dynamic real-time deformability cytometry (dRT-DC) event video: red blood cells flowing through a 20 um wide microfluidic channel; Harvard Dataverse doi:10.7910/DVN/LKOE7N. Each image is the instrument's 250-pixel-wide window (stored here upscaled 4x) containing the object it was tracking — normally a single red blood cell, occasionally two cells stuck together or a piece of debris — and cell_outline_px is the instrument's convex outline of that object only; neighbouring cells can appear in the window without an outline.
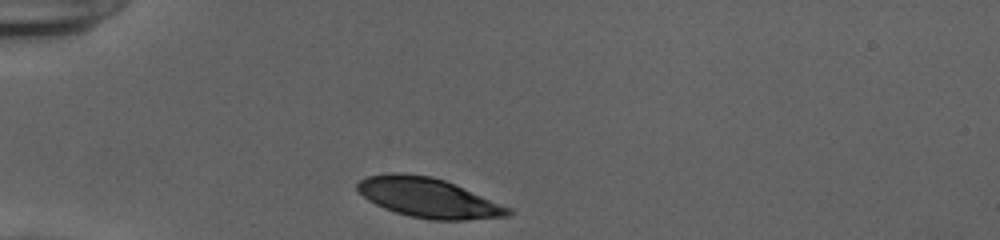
{"species": "human", "species_latin": "Homo sapiens", "temperature_condition": "cold", "stored_images_in_passage": 30, "camera_frame_rate_fps": 3000, "um_per_image_px": 0.085, "donor": {"sex": "female"}, "frame": {"image": 1, "passage_image": 1, "time_ms": 0.0, "image_size_px": [1000, 240], "cell_outline_px": [[512, 212], [508, 216], [464, 220], [432, 220], [412, 216], [396, 212], [384, 208], [368, 200], [356, 188], [356, 184], [360, 180], [368, 176], [388, 172], [400, 172], [432, 176], [444, 180], [512, 208]], "centroid_in_image_um": [36.4, 16.8], "position_along_channel_um": 48.6, "area_um2": 34.62}}
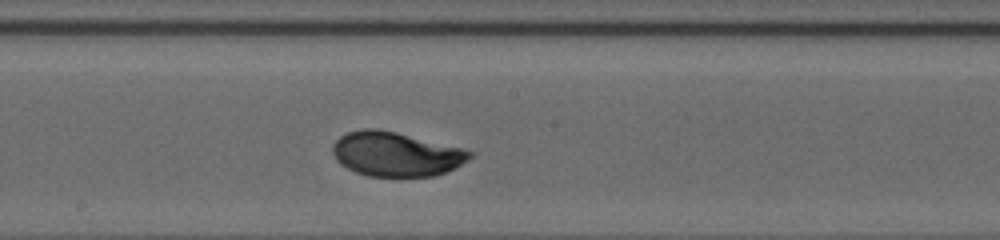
{"frame": {"image": 2, "passage_image": 16, "time_ms": 5.0, "image_size_px": [1000, 240], "cell_outline_px": [[472, 156], [468, 160], [456, 168], [436, 176], [368, 176], [356, 172], [340, 164], [336, 160], [332, 152], [332, 144], [340, 136], [348, 132], [364, 128], [376, 128], [396, 132], [460, 148], [472, 152]], "centroid_in_image_um": [33.62, 13.1], "position_along_channel_um": 214.6, "area_um2": 35.32}}
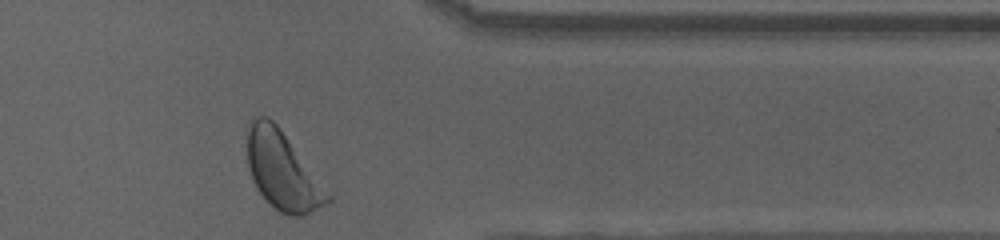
{"frame": {"image": 3, "passage_image": 30, "time_ms": 9.667, "image_size_px": [1000, 240], "cell_outline_px": [[332, 200], [300, 216], [288, 216], [280, 212], [260, 192], [252, 180], [248, 164], [248, 132], [252, 120], [256, 116], [268, 116], [276, 124], [332, 196]], "centroid_in_image_um": [24.0, 14.52], "position_along_channel_um": 387.4, "area_um2": 35.32}, "authors_computed_cell_mechanics": {"area_um2": 35.2002, "velocity_mm_per_s": 3.8679, "shape_relaxation_time_tau1_ms": 3.3418, "shape_relaxation_time_tau2_ms": null, "deformation_change_tau1": 0.1694, "deformation_change_tau2": null}}